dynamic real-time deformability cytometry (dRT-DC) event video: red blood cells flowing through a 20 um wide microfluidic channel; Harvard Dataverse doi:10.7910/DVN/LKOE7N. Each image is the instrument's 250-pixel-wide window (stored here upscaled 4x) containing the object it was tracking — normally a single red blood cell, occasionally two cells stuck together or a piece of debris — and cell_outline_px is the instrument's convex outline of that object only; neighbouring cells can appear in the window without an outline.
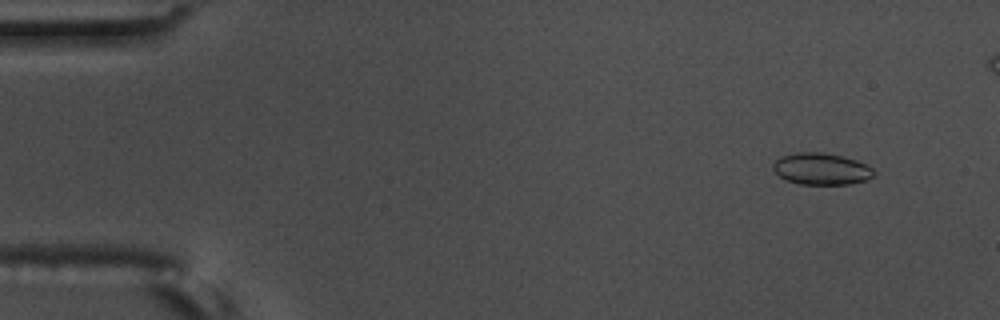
{"species": "common noctule bat (a hibernating species)", "species_latin": "Nyctalus noctula", "temperature_condition": "warm", "stored_images_in_passage": 53, "camera_frame_rate_fps": 3000, "um_per_image_px": 0.085, "animal": {"sex": "male", "body_mass_g": 17.5, "forearm_length_mm": 52.3}, "frame": {"image": 1, "passage_image": 5, "time_ms": 1.333, "image_size_px": [1000, 320], "cell_outline_px": [[876, 172], [868, 180], [848, 184], [800, 184], [788, 180], [780, 176], [772, 168], [772, 164], [780, 156], [796, 152], [820, 152], [840, 156], [856, 160], [872, 168]], "centroid_in_image_um": [69.8, 14.35], "position_along_channel_um": 15.2, "area_um2": 18.5}}
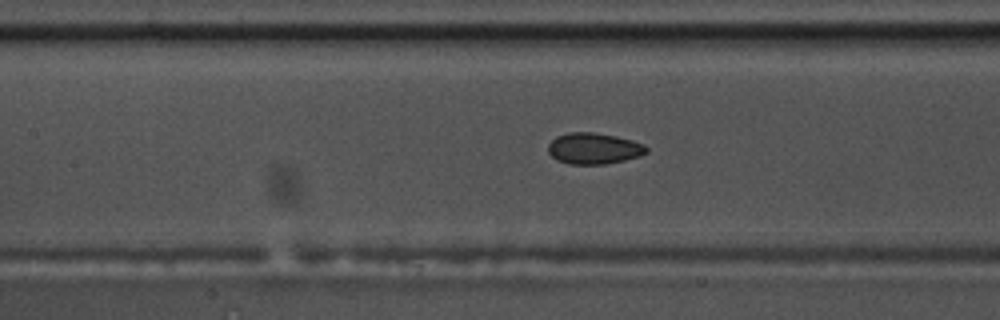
{"frame": {"image": 2, "passage_image": 26, "time_ms": 8.333, "image_size_px": [1000, 320], "cell_outline_px": [[648, 152], [640, 156], [624, 160], [604, 164], [568, 164], [556, 160], [548, 152], [548, 144], [556, 136], [568, 132], [592, 132], [616, 136], [632, 140], [644, 144], [648, 148]], "centroid_in_image_um": [50.47, 12.62], "position_along_channel_um": 156.9, "area_um2": 17.98}}
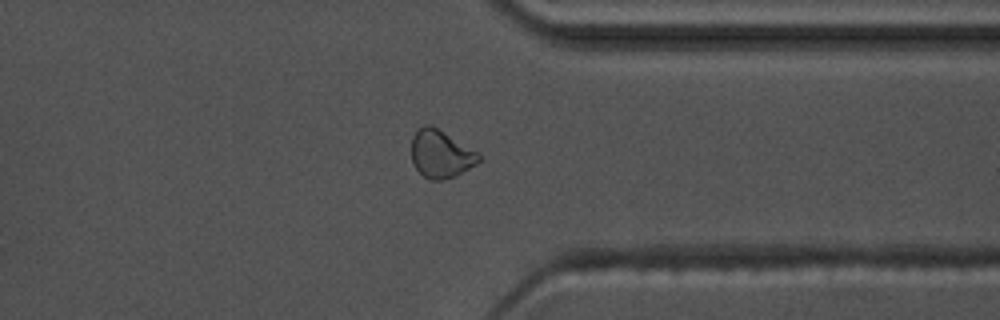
{"frame": {"image": 3, "passage_image": 44, "time_ms": 14.333, "image_size_px": [1000, 320], "cell_outline_px": [[480, 160], [476, 164], [456, 176], [444, 180], [432, 180], [424, 176], [416, 168], [412, 160], [412, 136], [424, 124], [428, 124], [436, 128], [480, 152]], "centroid_in_image_um": [37.49, 13.1], "position_along_channel_um": 373.9, "area_um2": 18.61}}